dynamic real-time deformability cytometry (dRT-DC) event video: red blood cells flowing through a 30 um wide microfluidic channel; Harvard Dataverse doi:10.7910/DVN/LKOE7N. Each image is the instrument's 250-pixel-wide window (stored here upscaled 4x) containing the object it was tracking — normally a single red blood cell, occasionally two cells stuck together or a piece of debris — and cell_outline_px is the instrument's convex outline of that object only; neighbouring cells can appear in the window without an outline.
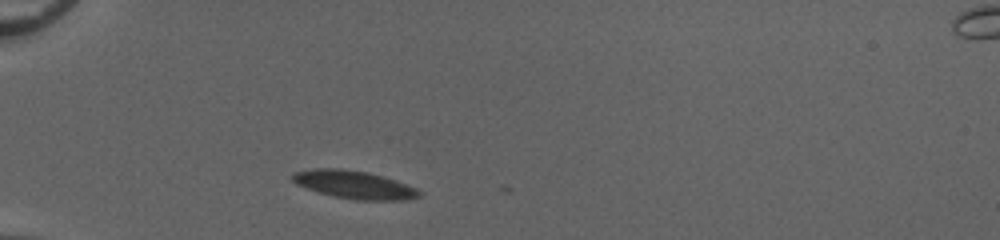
{"species": "common noctule bat (a hibernating species)", "species_latin": "Nyctalus noctula", "temperature_condition": "cold", "stored_images_in_passage": 6, "camera_frame_rate_fps": 3000, "um_per_image_px": 0.085, "animal": {"sex": "female", "body_mass_g": 20.0, "forearm_length_mm": 54.0}, "frame": {"image": 1, "passage_image": 4, "time_ms": 1.0, "image_size_px": [1000, 240], "cell_outline_px": [[424, 192], [420, 196], [408, 200], [356, 200], [332, 196], [296, 184], [292, 180], [292, 172], [316, 168], [340, 168], [368, 172], [396, 180], [416, 188]], "centroid_in_image_um": [30.13, 15.7], "position_along_channel_um": 54.9, "area_um2": 20.75}}